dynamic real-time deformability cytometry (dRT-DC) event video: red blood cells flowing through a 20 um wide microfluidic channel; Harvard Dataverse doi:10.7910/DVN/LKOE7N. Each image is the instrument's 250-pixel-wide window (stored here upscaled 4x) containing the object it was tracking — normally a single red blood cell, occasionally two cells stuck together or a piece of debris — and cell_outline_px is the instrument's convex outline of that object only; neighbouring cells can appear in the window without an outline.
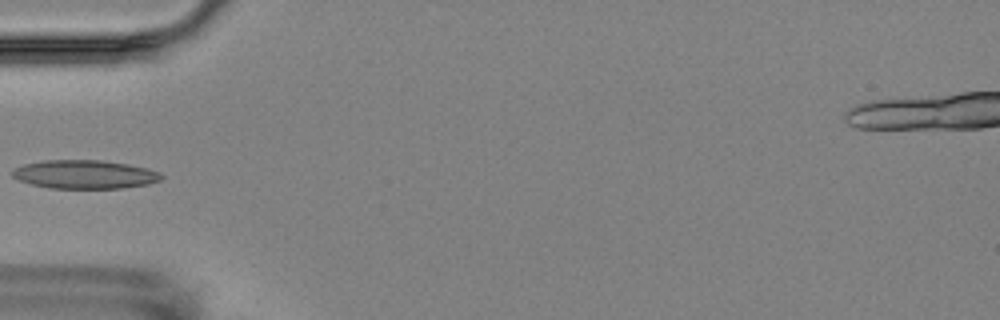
{"species": "Egyptian fruit bat (a non-hibernating species)", "species_latin": "Rousettus aegyptiacus", "temperature_condition": "room temperature", "stored_images_in_passage": 3, "camera_frame_rate_fps": 3000, "um_per_image_px": 0.085, "animal": {"sex": "female"}, "frame": {"image": 1, "passage_image": 3, "time_ms": 2.0, "image_size_px": [1000, 320], "cell_outline_px": [[164, 176], [160, 180], [148, 184], [120, 188], [48, 188], [32, 184], [20, 180], [12, 176], [12, 168], [24, 164], [44, 160], [100, 160], [128, 164], [148, 168], [160, 172]], "centroid_in_image_um": [7.2, 14.82], "position_along_channel_um": 77.8, "area_um2": 24.85}}